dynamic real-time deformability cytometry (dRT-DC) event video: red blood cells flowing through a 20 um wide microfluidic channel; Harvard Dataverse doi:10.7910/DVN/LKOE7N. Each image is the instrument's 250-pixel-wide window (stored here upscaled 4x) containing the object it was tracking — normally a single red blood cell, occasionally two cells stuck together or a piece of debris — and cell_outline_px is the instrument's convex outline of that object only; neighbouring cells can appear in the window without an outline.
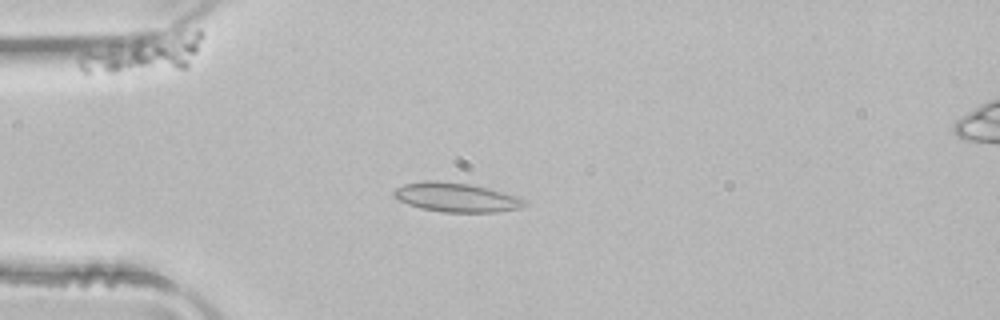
{"species": "common noctule bat (a hibernating species)", "species_latin": "Nyctalus noctula", "temperature_condition": "room temperature", "stored_images_in_passage": 7, "camera_frame_rate_fps": 3000, "um_per_image_px": 0.085, "animal": {"sex": "male", "body_mass_g": 21.5, "forearm_length_mm": 52.0}, "frame": {"image": 1, "passage_image": 2, "time_ms": 0.333, "image_size_px": [1000, 320], "cell_outline_px": [[528, 204], [520, 208], [496, 212], [444, 212], [420, 208], [408, 204], [392, 196], [392, 192], [396, 188], [404, 184], [420, 180], [436, 180], [468, 184], [488, 188], [520, 196], [528, 200]], "centroid_in_image_um": [38.81, 16.77], "position_along_channel_um": 46.2, "area_um2": 22.48}}
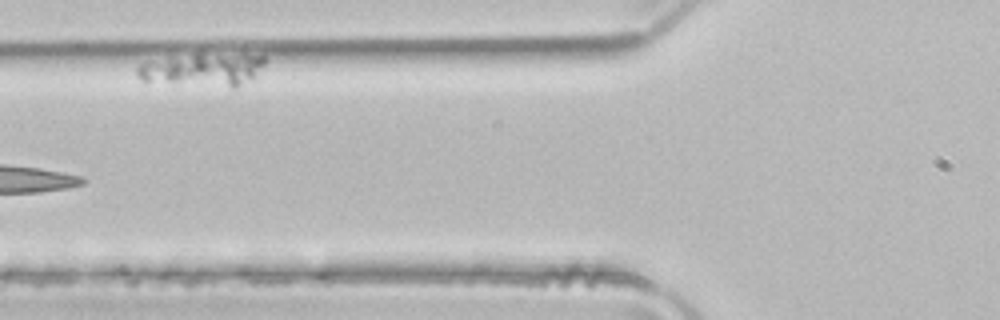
{"frame": {"image": 2, "passage_image": 4, "time_ms": 1.0, "image_size_px": [1000, 320], "cell_outline_px": [[264, 64], [252, 76], [236, 88], [232, 88], [140, 80], [136, 72], [136, 64], [192, 56], [264, 56]], "centroid_in_image_um": [17.18, 5.99], "position_along_channel_um": 108.6, "area_um2": 22.72}}
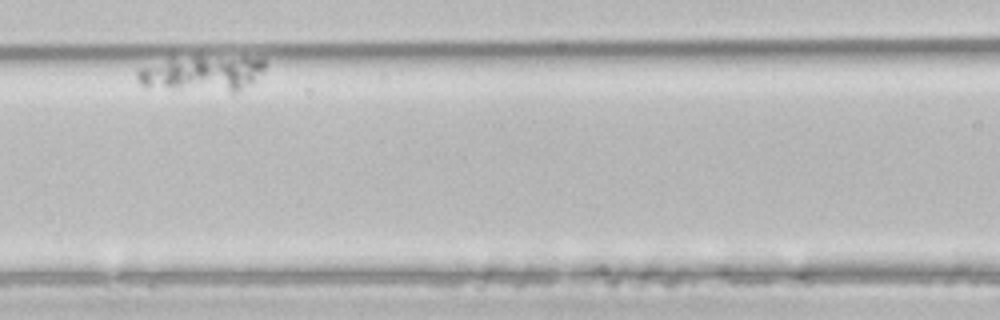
{"frame": {"image": 3, "passage_image": 6, "time_ms": 1.667, "image_size_px": [1000, 320], "cell_outline_px": [[264, 72], [232, 96], [148, 88], [140, 84], [136, 80], [136, 68], [196, 56], [244, 56], [264, 60]], "centroid_in_image_um": [17.2, 6.33], "position_along_channel_um": 149.4, "area_um2": 27.92}}